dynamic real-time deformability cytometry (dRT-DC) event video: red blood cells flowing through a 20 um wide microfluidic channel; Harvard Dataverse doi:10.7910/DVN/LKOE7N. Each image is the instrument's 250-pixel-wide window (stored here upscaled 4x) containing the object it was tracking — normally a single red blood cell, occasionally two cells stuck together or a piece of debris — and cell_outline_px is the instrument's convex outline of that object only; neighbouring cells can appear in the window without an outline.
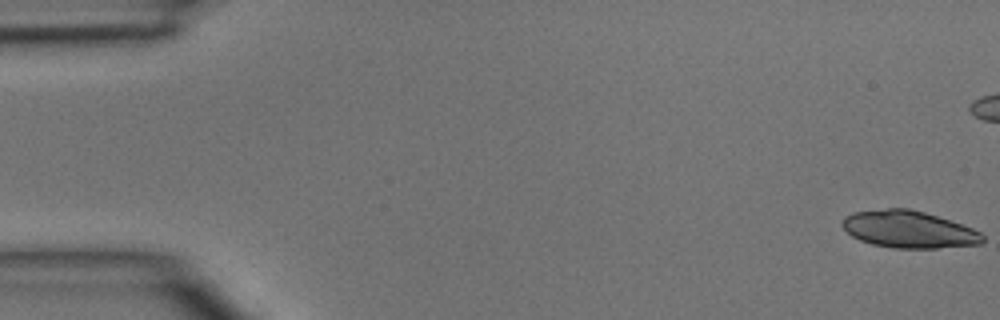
{"species": "common noctule bat (a hibernating species)", "species_latin": "Nyctalus noctula", "temperature_condition": "room temperature", "stored_images_in_passage": 47, "segment_of_instrument_passage": [1, 2], "camera_frame_rate_fps": 3000, "um_per_image_px": 0.085, "animal": {"sex": "male", "body_mass_g": 15.6}, "frame": {"image": 1, "passage_image": 1, "time_ms": 0.0, "image_size_px": [1000, 320], "cell_outline_px": [[984, 240], [980, 244], [936, 248], [892, 248], [872, 244], [860, 240], [852, 236], [840, 224], [840, 220], [844, 216], [852, 212], [888, 208], [908, 208], [924, 212], [972, 228], [980, 232], [984, 236]], "centroid_in_image_um": [77.2, 19.5], "position_along_channel_um": 7.8, "area_um2": 30.29}}